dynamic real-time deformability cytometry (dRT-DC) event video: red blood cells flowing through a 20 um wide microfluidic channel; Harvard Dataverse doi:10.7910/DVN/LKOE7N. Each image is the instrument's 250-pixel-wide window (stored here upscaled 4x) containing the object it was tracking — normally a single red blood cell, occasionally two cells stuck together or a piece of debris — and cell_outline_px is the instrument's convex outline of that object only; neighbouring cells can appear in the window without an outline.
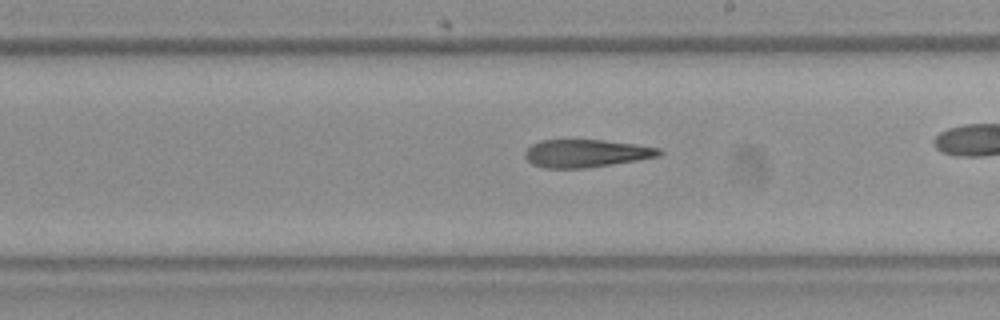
{"species": "Egyptian fruit bat (a non-hibernating species)", "species_latin": "Rousettus aegyptiacus", "temperature_condition": "room temperature", "stored_images_in_passage": 35, "camera_frame_rate_fps": 3000, "um_per_image_px": 0.085, "frame": {"image": 1, "passage_image": 25, "time_ms": 8.0, "image_size_px": [1000, 320], "cell_outline_px": [[664, 152], [660, 156], [612, 164], [584, 168], [544, 168], [532, 164], [524, 156], [524, 152], [532, 144], [540, 140], [600, 140], [636, 144], [660, 148]], "centroid_in_image_um": [49.81, 13.03], "position_along_channel_um": 239.2, "area_um2": 21.68}}